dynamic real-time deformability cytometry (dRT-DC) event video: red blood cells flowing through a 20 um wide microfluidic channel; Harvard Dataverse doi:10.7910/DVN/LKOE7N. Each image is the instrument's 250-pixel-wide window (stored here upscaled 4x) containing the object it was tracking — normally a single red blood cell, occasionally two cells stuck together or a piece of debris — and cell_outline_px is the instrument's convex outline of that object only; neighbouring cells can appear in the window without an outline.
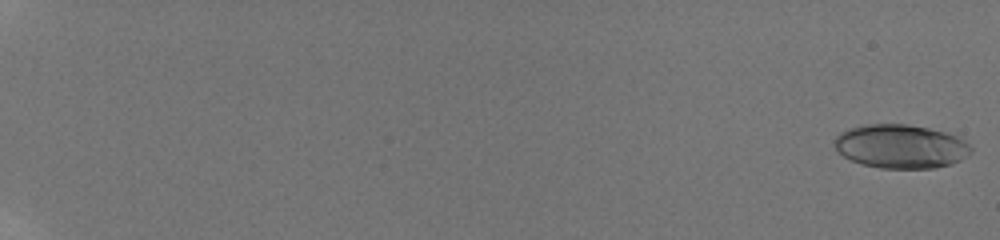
{"species": "human", "species_latin": "Homo sapiens", "temperature_condition": "room temperature", "stored_images_in_passage": 15, "camera_frame_rate_fps": 3000, "um_per_image_px": 0.085, "donor": {"sex": "male"}, "frame": {"image": 1, "passage_image": 1, "time_ms": 0.0, "image_size_px": [1000, 240], "cell_outline_px": [[972, 152], [960, 160], [952, 164], [936, 168], [880, 168], [864, 164], [852, 160], [844, 156], [836, 148], [836, 136], [840, 132], [848, 128], [864, 124], [908, 124], [928, 128], [944, 132], [956, 136], [964, 140], [972, 148]], "centroid_in_image_um": [76.58, 12.44], "position_along_channel_um": 8.4, "area_um2": 34.68}}
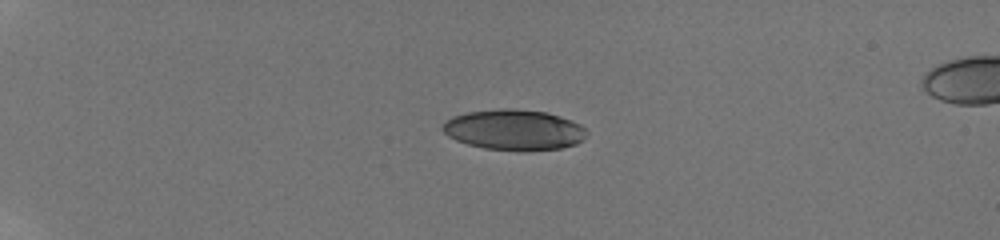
{"frame": {"image": 2, "passage_image": 11, "time_ms": 5.333, "image_size_px": [1000, 240], "cell_outline_px": [[588, 132], [584, 140], [576, 144], [560, 148], [484, 148], [468, 144], [456, 140], [448, 136], [440, 128], [444, 120], [452, 116], [468, 112], [500, 108], [512, 108], [544, 112], [560, 116], [580, 124]], "centroid_in_image_um": [43.66, 10.99], "position_along_channel_um": 41.3, "area_um2": 33.35}}
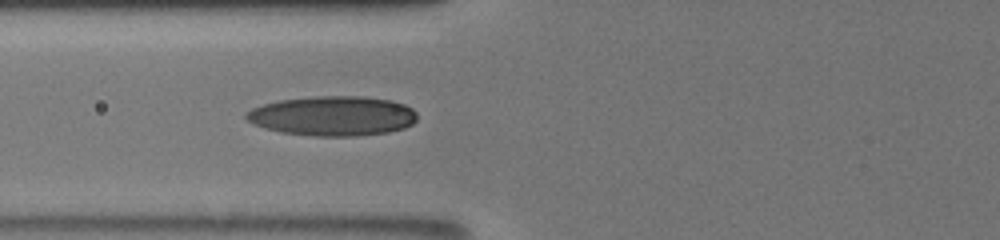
{"frame": {"image": 3, "passage_image": 15, "time_ms": 8.667, "image_size_px": [1000, 240], "cell_outline_px": [[416, 120], [412, 124], [404, 128], [388, 132], [356, 136], [316, 136], [280, 132], [264, 128], [252, 124], [244, 116], [244, 112], [252, 108], [264, 104], [280, 100], [316, 96], [364, 96], [392, 100], [404, 104], [412, 108], [416, 112]], "centroid_in_image_um": [28.28, 9.85], "position_along_channel_um": 97.5, "area_um2": 39.77}}